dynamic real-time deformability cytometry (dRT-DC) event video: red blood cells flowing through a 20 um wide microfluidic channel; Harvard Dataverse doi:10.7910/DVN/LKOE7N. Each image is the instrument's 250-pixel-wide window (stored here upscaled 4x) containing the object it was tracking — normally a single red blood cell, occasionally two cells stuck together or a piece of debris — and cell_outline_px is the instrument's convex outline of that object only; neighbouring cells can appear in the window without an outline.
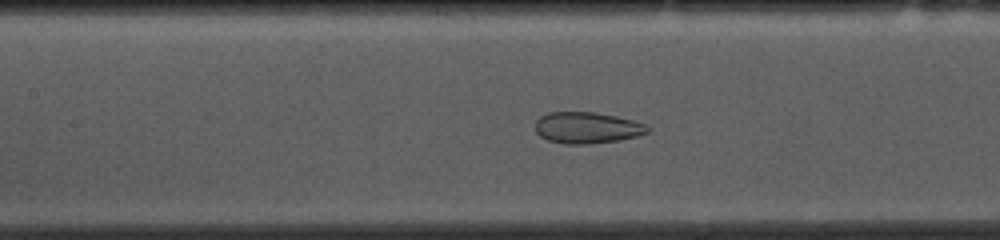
{"species": "common noctule bat (a hibernating species)", "species_latin": "Nyctalus noctula", "temperature_condition": "cold", "stored_images_in_passage": 52, "camera_frame_rate_fps": 3000, "um_per_image_px": 0.085, "animal": {"sex": "female", "body_mass_g": 10.0, "forearm_length_mm": 53.1}, "frame": {"image": 1, "passage_image": 22, "time_ms": 7.0, "image_size_px": [1000, 240], "cell_outline_px": [[648, 132], [636, 136], [620, 140], [584, 144], [564, 144], [548, 140], [540, 136], [536, 132], [536, 120], [540, 116], [548, 112], [592, 112], [616, 116], [632, 120], [644, 124], [648, 128]], "centroid_in_image_um": [49.85, 10.85], "position_along_channel_um": 157.5, "area_um2": 20.35}}
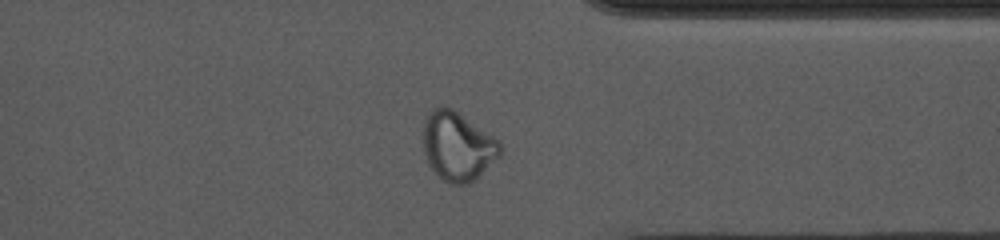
{"frame": {"image": 2, "passage_image": 40, "time_ms": 13.0, "image_size_px": [1000, 240], "cell_outline_px": [[500, 156], [468, 184], [452, 184], [444, 180], [428, 164], [424, 152], [424, 120], [428, 112], [432, 108], [452, 108], [500, 140]], "centroid_in_image_um": [38.9, 12.42], "position_along_channel_um": 372.5, "area_um2": 30.4}}
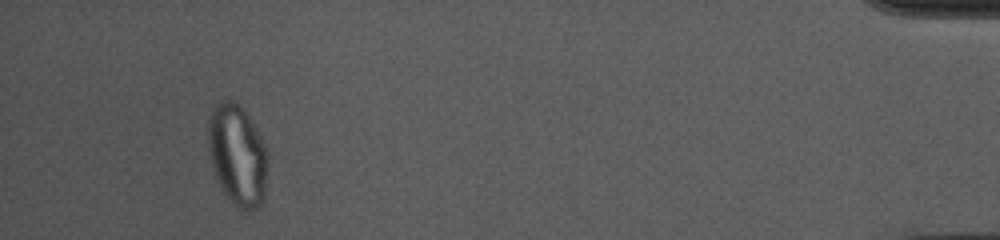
{"frame": {"image": 3, "passage_image": 49, "time_ms": 16.0, "image_size_px": [1000, 240], "cell_outline_px": [[268, 156], [264, 196], [260, 204], [256, 208], [248, 212], [232, 204], [224, 192], [216, 176], [212, 164], [208, 148], [208, 120], [212, 108], [220, 100], [236, 100], [244, 108], [252, 120], [264, 144]], "centroid_in_image_um": [20.18, 13.13], "position_along_channel_um": 415.0, "area_um2": 35.26}, "authors_computed_cell_mechanics": {"area_um2": 28.3798, "velocity_mm_per_s": 3.6795, "shape_relaxation_time_tau1_ms": null, "shape_relaxation_time_tau2_ms": 1.4219, "deformation_change_tau1": null, "deformation_change_tau2": 0.0694}}